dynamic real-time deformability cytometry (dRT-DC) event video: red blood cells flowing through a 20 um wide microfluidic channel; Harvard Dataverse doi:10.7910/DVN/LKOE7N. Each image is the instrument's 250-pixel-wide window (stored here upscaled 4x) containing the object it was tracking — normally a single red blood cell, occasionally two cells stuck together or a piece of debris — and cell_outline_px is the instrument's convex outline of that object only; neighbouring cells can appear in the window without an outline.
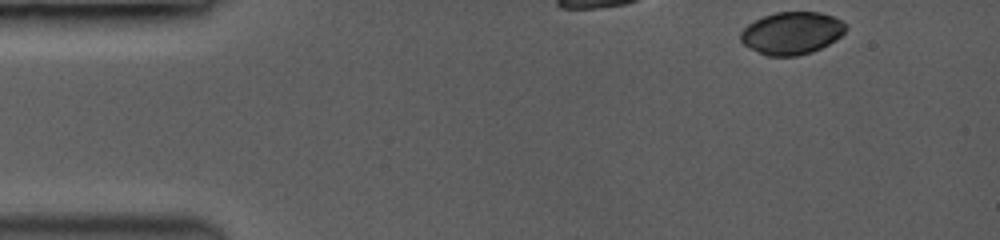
{"species": "common noctule bat (a hibernating species)", "species_latin": "Nyctalus noctula", "temperature_condition": "room temperature", "stored_images_in_passage": 8, "camera_frame_rate_fps": 3500, "um_per_image_px": 0.085, "animal": {"sex": "female", "body_mass_g": 19.0, "forearm_length_mm": 53.3}, "frame": {"image": 1, "passage_image": 1, "time_ms": 0.0, "image_size_px": [1000, 240], "cell_outline_px": [[844, 32], [840, 36], [828, 44], [820, 48], [796, 56], [768, 56], [744, 44], [740, 40], [740, 32], [748, 24], [764, 16], [776, 12], [820, 12], [832, 16], [840, 20], [844, 24]], "centroid_in_image_um": [67.27, 2.8], "position_along_channel_um": 17.7, "area_um2": 25.49}}
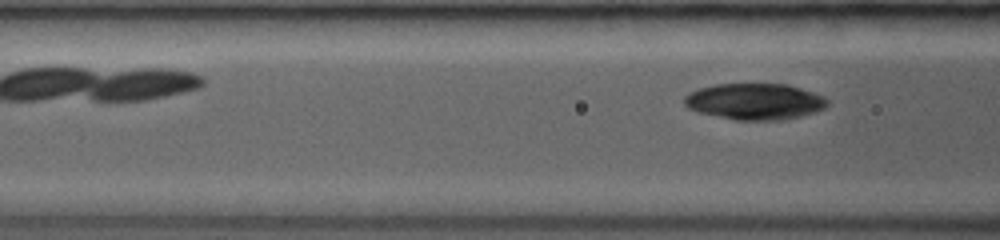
{"frame": {"image": 2, "passage_image": 8, "time_ms": 2.0, "image_size_px": [1000, 240], "cell_outline_px": [[828, 104], [824, 108], [800, 116], [780, 120], [736, 120], [700, 112], [688, 108], [684, 104], [684, 96], [700, 88], [716, 84], [784, 84], [824, 96], [828, 100]], "centroid_in_image_um": [64.14, 8.63], "position_along_channel_um": 102.5, "area_um2": 29.77}}